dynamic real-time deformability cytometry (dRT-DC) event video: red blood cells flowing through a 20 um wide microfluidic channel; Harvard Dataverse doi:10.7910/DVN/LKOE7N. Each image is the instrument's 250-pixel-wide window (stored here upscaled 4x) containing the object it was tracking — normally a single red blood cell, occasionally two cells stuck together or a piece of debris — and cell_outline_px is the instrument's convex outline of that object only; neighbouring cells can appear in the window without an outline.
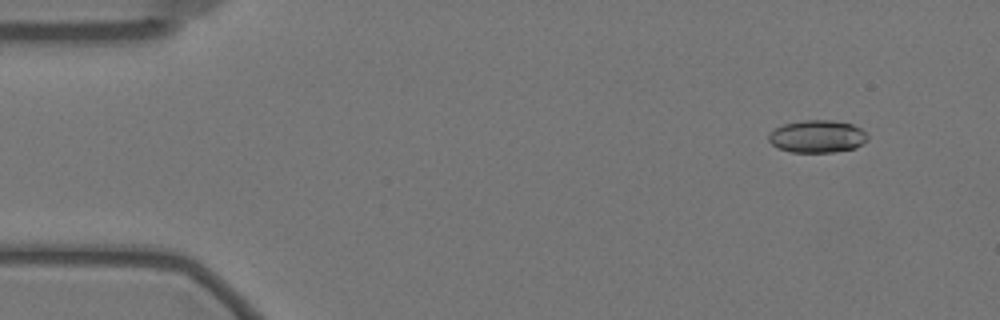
{"species": "Egyptian fruit bat (a non-hibernating species)", "species_latin": "Rousettus aegyptiacus", "temperature_condition": "warm", "stored_images_in_passage": 57, "camera_frame_rate_fps": 3000, "um_per_image_px": 0.085, "animal": {"sex": "female"}, "frame": {"image": 1, "passage_image": 5, "time_ms": 1.333, "image_size_px": [1000, 320], "cell_outline_px": [[868, 140], [856, 148], [832, 152], [792, 152], [776, 148], [768, 140], [768, 136], [776, 128], [784, 124], [804, 120], [832, 120], [852, 124], [860, 128], [868, 136]], "centroid_in_image_um": [69.48, 11.6], "position_along_channel_um": 15.5, "area_um2": 18.73}}
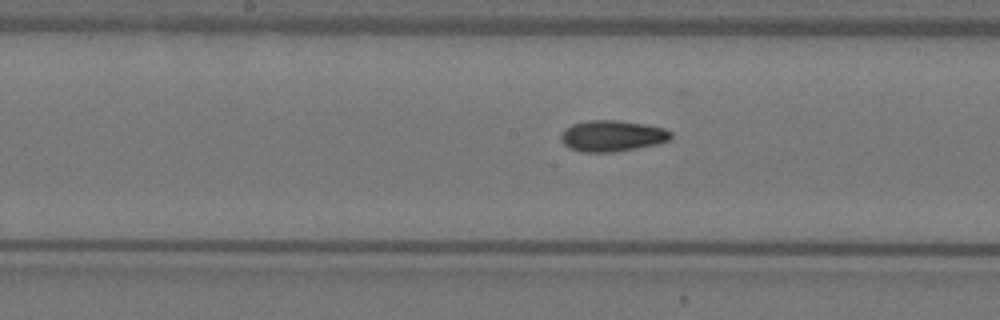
{"frame": {"image": 2, "passage_image": 29, "time_ms": 9.333, "image_size_px": [1000, 320], "cell_outline_px": [[672, 140], [656, 144], [636, 148], [612, 152], [580, 152], [568, 148], [560, 140], [560, 136], [564, 128], [572, 124], [588, 120], [616, 120], [644, 124], [664, 128], [672, 132]], "centroid_in_image_um": [52.01, 11.55], "position_along_channel_um": 196.2, "area_um2": 20.11}}
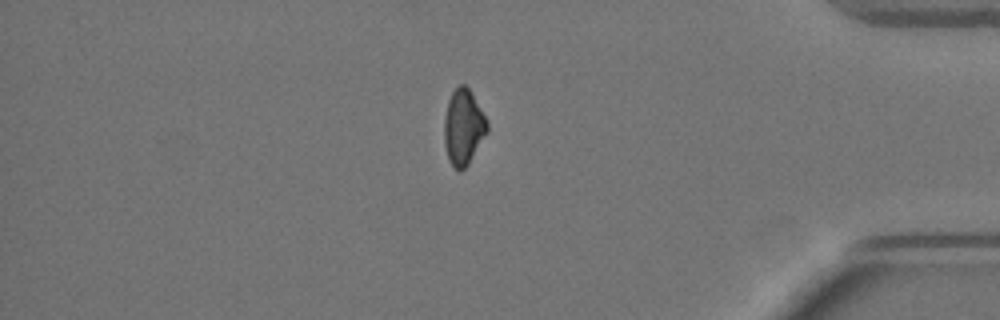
{"frame": {"image": 3, "passage_image": 49, "time_ms": 16.0, "image_size_px": [1000, 320], "cell_outline_px": [[488, 132], [468, 164], [460, 172], [456, 172], [448, 160], [444, 144], [444, 120], [448, 100], [452, 92], [460, 84], [464, 84], [468, 88], [488, 120]], "centroid_in_image_um": [39.38, 10.85], "position_along_channel_um": 395.8, "area_um2": 19.07}, "authors_computed_cell_mechanics": {"area_um2": 19.1318, "velocity_mm_per_s": 3.4969, "shape_relaxation_time_tau1_ms": null, "shape_relaxation_time_tau2_ms": 4.3466, "deformation_change_tau1": null, "deformation_change_tau2": 0.084}}